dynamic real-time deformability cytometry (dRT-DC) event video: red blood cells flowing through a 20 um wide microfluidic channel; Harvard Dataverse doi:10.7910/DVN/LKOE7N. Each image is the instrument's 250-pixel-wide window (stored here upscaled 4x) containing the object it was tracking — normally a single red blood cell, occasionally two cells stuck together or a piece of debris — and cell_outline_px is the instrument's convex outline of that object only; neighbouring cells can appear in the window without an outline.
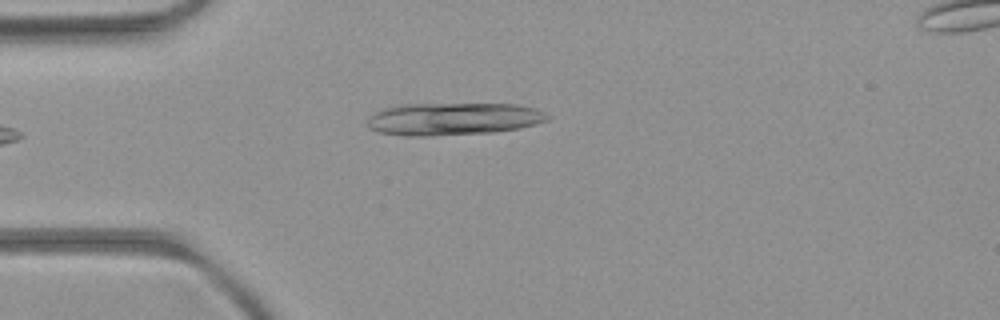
{"species": "common noctule bat (a hibernating species)", "species_latin": "Nyctalus noctula", "temperature_condition": "room temperature", "stored_images_in_passage": 2, "camera_frame_rate_fps": 3000, "um_per_image_px": 0.085, "animal": {"sex": "female", "body_mass_g": 21.9}, "frame": {"image": 1, "passage_image": 2, "time_ms": 1.0, "image_size_px": [1000, 320], "cell_outline_px": [[548, 120], [536, 124], [520, 128], [492, 132], [428, 136], [404, 136], [376, 132], [368, 128], [368, 120], [376, 112], [384, 108], [404, 104], [516, 104], [536, 108], [544, 112], [548, 116]], "centroid_in_image_um": [38.52, 10.11], "position_along_channel_um": 46.5, "area_um2": 34.1}}